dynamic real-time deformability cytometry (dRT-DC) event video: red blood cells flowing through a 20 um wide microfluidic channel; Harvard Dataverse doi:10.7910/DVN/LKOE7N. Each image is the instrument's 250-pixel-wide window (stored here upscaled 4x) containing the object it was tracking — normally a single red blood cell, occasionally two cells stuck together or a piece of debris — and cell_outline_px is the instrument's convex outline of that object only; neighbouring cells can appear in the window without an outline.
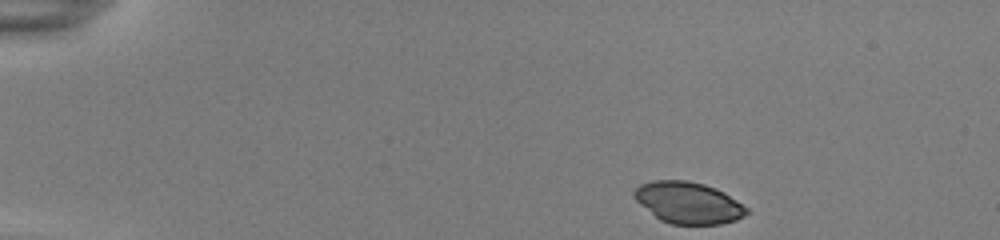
{"species": "common noctule bat (a hibernating species)", "species_latin": "Nyctalus noctula", "temperature_condition": "room temperature", "stored_images_in_passage": 45, "camera_frame_rate_fps": 3000, "um_per_image_px": 0.085, "animal": {"sex": "female", "body_mass_g": 22.0, "forearm_length_mm": 56.7}, "frame": {"image": 1, "passage_image": 1, "time_ms": 0.0, "image_size_px": [1000, 240], "cell_outline_px": [[748, 212], [744, 216], [736, 220], [720, 224], [672, 224], [660, 220], [640, 204], [632, 196], [632, 192], [640, 184], [652, 180], [688, 180], [704, 184], [716, 188], [724, 192], [748, 208]], "centroid_in_image_um": [58.49, 17.22], "position_along_channel_um": 26.5, "area_um2": 27.28}}
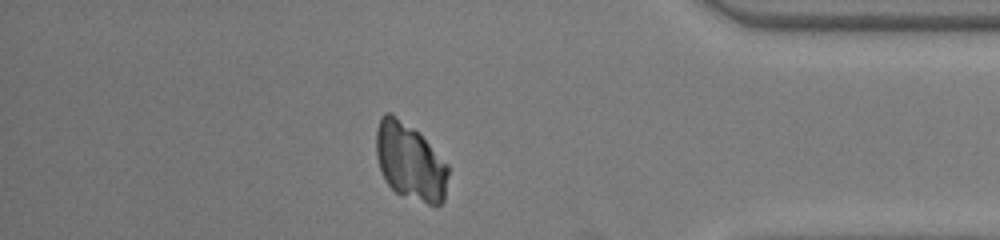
{"frame": {"image": 2, "passage_image": 39, "time_ms": 12.667, "image_size_px": [1000, 240], "cell_outline_px": [[448, 176], [444, 200], [436, 208], [400, 196], [384, 180], [376, 156], [376, 128], [380, 116], [384, 112], [388, 112], [412, 128], [448, 164]], "centroid_in_image_um": [34.84, 13.82], "position_along_channel_um": 400.4, "area_um2": 32.37}}